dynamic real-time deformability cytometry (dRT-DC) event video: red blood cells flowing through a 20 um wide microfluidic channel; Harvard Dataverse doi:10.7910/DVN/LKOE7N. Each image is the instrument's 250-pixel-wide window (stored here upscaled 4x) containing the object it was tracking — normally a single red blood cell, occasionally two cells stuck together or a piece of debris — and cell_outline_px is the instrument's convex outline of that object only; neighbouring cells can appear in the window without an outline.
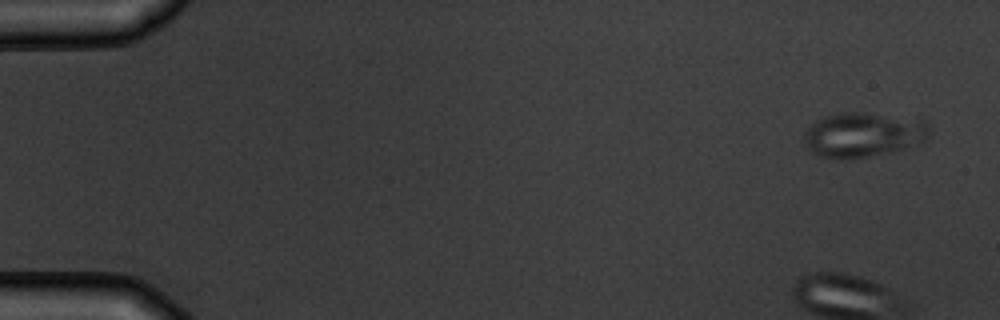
{"species": "common noctule bat (a hibernating species)", "species_latin": "Nyctalus noctula", "temperature_condition": "warm", "stored_images_in_passage": 5, "camera_frame_rate_fps": 3000, "um_per_image_px": 0.085, "animal": {"sex": "male", "body_mass_g": 19.5, "forearm_length_mm": 54.6}, "frame": {"image": 1, "passage_image": 1, "time_ms": 0.0, "image_size_px": [1000, 320], "cell_outline_px": [[928, 136], [920, 144], [904, 148], [852, 160], [836, 160], [820, 156], [808, 152], [804, 140], [804, 132], [820, 116], [840, 112], [864, 112], [924, 124], [928, 128]], "centroid_in_image_um": [73.18, 11.5], "position_along_channel_um": 11.8, "area_um2": 32.14}}